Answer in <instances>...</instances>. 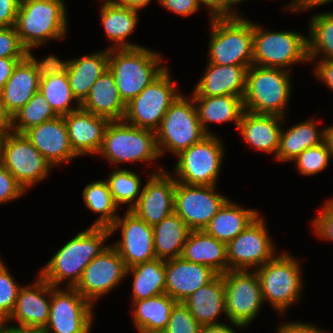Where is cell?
Segmentation results:
<instances>
[{
    "label": "cell",
    "mask_w": 333,
    "mask_h": 333,
    "mask_svg": "<svg viewBox=\"0 0 333 333\" xmlns=\"http://www.w3.org/2000/svg\"><path fill=\"white\" fill-rule=\"evenodd\" d=\"M281 70L254 64L248 68L243 97L245 111L284 116L283 110L289 100L291 87L288 72Z\"/></svg>",
    "instance_id": "5"
},
{
    "label": "cell",
    "mask_w": 333,
    "mask_h": 333,
    "mask_svg": "<svg viewBox=\"0 0 333 333\" xmlns=\"http://www.w3.org/2000/svg\"><path fill=\"white\" fill-rule=\"evenodd\" d=\"M293 3V4H292ZM291 5H292V9L293 10H297V9H301V6H302V3H303V0H296L295 2H292ZM294 5V6H293Z\"/></svg>",
    "instance_id": "62"
},
{
    "label": "cell",
    "mask_w": 333,
    "mask_h": 333,
    "mask_svg": "<svg viewBox=\"0 0 333 333\" xmlns=\"http://www.w3.org/2000/svg\"><path fill=\"white\" fill-rule=\"evenodd\" d=\"M182 259L212 268L219 275L228 271L227 245L204 230H191L183 246Z\"/></svg>",
    "instance_id": "27"
},
{
    "label": "cell",
    "mask_w": 333,
    "mask_h": 333,
    "mask_svg": "<svg viewBox=\"0 0 333 333\" xmlns=\"http://www.w3.org/2000/svg\"><path fill=\"white\" fill-rule=\"evenodd\" d=\"M215 186L186 185L176 180L174 212L191 230H204L228 200Z\"/></svg>",
    "instance_id": "15"
},
{
    "label": "cell",
    "mask_w": 333,
    "mask_h": 333,
    "mask_svg": "<svg viewBox=\"0 0 333 333\" xmlns=\"http://www.w3.org/2000/svg\"><path fill=\"white\" fill-rule=\"evenodd\" d=\"M25 58H0V92L13 74L17 64Z\"/></svg>",
    "instance_id": "51"
},
{
    "label": "cell",
    "mask_w": 333,
    "mask_h": 333,
    "mask_svg": "<svg viewBox=\"0 0 333 333\" xmlns=\"http://www.w3.org/2000/svg\"><path fill=\"white\" fill-rule=\"evenodd\" d=\"M10 132L3 141L1 163L26 191L28 186L45 178L52 165L24 134Z\"/></svg>",
    "instance_id": "13"
},
{
    "label": "cell",
    "mask_w": 333,
    "mask_h": 333,
    "mask_svg": "<svg viewBox=\"0 0 333 333\" xmlns=\"http://www.w3.org/2000/svg\"><path fill=\"white\" fill-rule=\"evenodd\" d=\"M81 108L110 121L123 120L126 105L120 98L114 77L109 69L93 84L89 96L81 104Z\"/></svg>",
    "instance_id": "28"
},
{
    "label": "cell",
    "mask_w": 333,
    "mask_h": 333,
    "mask_svg": "<svg viewBox=\"0 0 333 333\" xmlns=\"http://www.w3.org/2000/svg\"><path fill=\"white\" fill-rule=\"evenodd\" d=\"M63 118L71 148L76 155L99 152L110 120L82 108L63 115Z\"/></svg>",
    "instance_id": "23"
},
{
    "label": "cell",
    "mask_w": 333,
    "mask_h": 333,
    "mask_svg": "<svg viewBox=\"0 0 333 333\" xmlns=\"http://www.w3.org/2000/svg\"><path fill=\"white\" fill-rule=\"evenodd\" d=\"M39 91L58 116L81 108H69L70 101L76 98L73 96L65 70L53 58L43 67Z\"/></svg>",
    "instance_id": "30"
},
{
    "label": "cell",
    "mask_w": 333,
    "mask_h": 333,
    "mask_svg": "<svg viewBox=\"0 0 333 333\" xmlns=\"http://www.w3.org/2000/svg\"><path fill=\"white\" fill-rule=\"evenodd\" d=\"M315 232L322 238L333 240V200L326 203L325 208L313 222Z\"/></svg>",
    "instance_id": "48"
},
{
    "label": "cell",
    "mask_w": 333,
    "mask_h": 333,
    "mask_svg": "<svg viewBox=\"0 0 333 333\" xmlns=\"http://www.w3.org/2000/svg\"><path fill=\"white\" fill-rule=\"evenodd\" d=\"M166 68L126 105L123 121L130 125L156 131L169 107L180 96L177 94Z\"/></svg>",
    "instance_id": "8"
},
{
    "label": "cell",
    "mask_w": 333,
    "mask_h": 333,
    "mask_svg": "<svg viewBox=\"0 0 333 333\" xmlns=\"http://www.w3.org/2000/svg\"><path fill=\"white\" fill-rule=\"evenodd\" d=\"M161 171L149 178L136 202L128 208L152 227L174 212L176 180Z\"/></svg>",
    "instance_id": "18"
},
{
    "label": "cell",
    "mask_w": 333,
    "mask_h": 333,
    "mask_svg": "<svg viewBox=\"0 0 333 333\" xmlns=\"http://www.w3.org/2000/svg\"><path fill=\"white\" fill-rule=\"evenodd\" d=\"M23 192L24 188L0 162V203L13 200Z\"/></svg>",
    "instance_id": "47"
},
{
    "label": "cell",
    "mask_w": 333,
    "mask_h": 333,
    "mask_svg": "<svg viewBox=\"0 0 333 333\" xmlns=\"http://www.w3.org/2000/svg\"><path fill=\"white\" fill-rule=\"evenodd\" d=\"M29 287H20L15 307L9 319L16 318L19 326L45 328L49 320L50 300L43 295L51 293V285L39 276L37 283Z\"/></svg>",
    "instance_id": "24"
},
{
    "label": "cell",
    "mask_w": 333,
    "mask_h": 333,
    "mask_svg": "<svg viewBox=\"0 0 333 333\" xmlns=\"http://www.w3.org/2000/svg\"><path fill=\"white\" fill-rule=\"evenodd\" d=\"M29 54L15 27H0V58H26Z\"/></svg>",
    "instance_id": "46"
},
{
    "label": "cell",
    "mask_w": 333,
    "mask_h": 333,
    "mask_svg": "<svg viewBox=\"0 0 333 333\" xmlns=\"http://www.w3.org/2000/svg\"><path fill=\"white\" fill-rule=\"evenodd\" d=\"M225 289L226 315L237 327H245L262 305L260 281L245 270H229L222 274Z\"/></svg>",
    "instance_id": "12"
},
{
    "label": "cell",
    "mask_w": 333,
    "mask_h": 333,
    "mask_svg": "<svg viewBox=\"0 0 333 333\" xmlns=\"http://www.w3.org/2000/svg\"><path fill=\"white\" fill-rule=\"evenodd\" d=\"M57 116L43 94L38 91L24 107L12 115V130L14 133L23 134L29 128L40 125ZM15 120H18L19 123L15 124Z\"/></svg>",
    "instance_id": "40"
},
{
    "label": "cell",
    "mask_w": 333,
    "mask_h": 333,
    "mask_svg": "<svg viewBox=\"0 0 333 333\" xmlns=\"http://www.w3.org/2000/svg\"><path fill=\"white\" fill-rule=\"evenodd\" d=\"M111 48L109 49L108 69L114 77L120 98L127 105L166 67H158V63L160 64L162 61L160 55L142 46L118 49L113 46Z\"/></svg>",
    "instance_id": "2"
},
{
    "label": "cell",
    "mask_w": 333,
    "mask_h": 333,
    "mask_svg": "<svg viewBox=\"0 0 333 333\" xmlns=\"http://www.w3.org/2000/svg\"><path fill=\"white\" fill-rule=\"evenodd\" d=\"M324 142L333 156V127H329L324 130Z\"/></svg>",
    "instance_id": "59"
},
{
    "label": "cell",
    "mask_w": 333,
    "mask_h": 333,
    "mask_svg": "<svg viewBox=\"0 0 333 333\" xmlns=\"http://www.w3.org/2000/svg\"><path fill=\"white\" fill-rule=\"evenodd\" d=\"M201 325L192 316L183 302L172 308L164 333H200Z\"/></svg>",
    "instance_id": "45"
},
{
    "label": "cell",
    "mask_w": 333,
    "mask_h": 333,
    "mask_svg": "<svg viewBox=\"0 0 333 333\" xmlns=\"http://www.w3.org/2000/svg\"><path fill=\"white\" fill-rule=\"evenodd\" d=\"M243 0H225V16H230V15H235L234 13L232 14L229 11L230 6H232L233 4L240 2Z\"/></svg>",
    "instance_id": "61"
},
{
    "label": "cell",
    "mask_w": 333,
    "mask_h": 333,
    "mask_svg": "<svg viewBox=\"0 0 333 333\" xmlns=\"http://www.w3.org/2000/svg\"><path fill=\"white\" fill-rule=\"evenodd\" d=\"M193 102V98L188 101L180 95L164 115L155 131L160 155L164 153L162 147L178 155L207 136Z\"/></svg>",
    "instance_id": "7"
},
{
    "label": "cell",
    "mask_w": 333,
    "mask_h": 333,
    "mask_svg": "<svg viewBox=\"0 0 333 333\" xmlns=\"http://www.w3.org/2000/svg\"><path fill=\"white\" fill-rule=\"evenodd\" d=\"M56 290L51 285L49 320L45 333H89L92 321L91 304L74 287ZM52 328V329H51Z\"/></svg>",
    "instance_id": "14"
},
{
    "label": "cell",
    "mask_w": 333,
    "mask_h": 333,
    "mask_svg": "<svg viewBox=\"0 0 333 333\" xmlns=\"http://www.w3.org/2000/svg\"><path fill=\"white\" fill-rule=\"evenodd\" d=\"M150 0H106L105 2H111L114 5L122 6V7H128L130 9L137 10L141 7L146 6V4L149 3Z\"/></svg>",
    "instance_id": "57"
},
{
    "label": "cell",
    "mask_w": 333,
    "mask_h": 333,
    "mask_svg": "<svg viewBox=\"0 0 333 333\" xmlns=\"http://www.w3.org/2000/svg\"><path fill=\"white\" fill-rule=\"evenodd\" d=\"M121 226L122 241L113 247L123 259L127 268L156 258L154 253L153 227L146 224L130 210L123 219L119 217L110 226L112 232Z\"/></svg>",
    "instance_id": "19"
},
{
    "label": "cell",
    "mask_w": 333,
    "mask_h": 333,
    "mask_svg": "<svg viewBox=\"0 0 333 333\" xmlns=\"http://www.w3.org/2000/svg\"><path fill=\"white\" fill-rule=\"evenodd\" d=\"M310 35L308 41V58L312 60L321 50L327 58L333 59V13L327 12L316 15L311 20ZM320 50V51H319Z\"/></svg>",
    "instance_id": "41"
},
{
    "label": "cell",
    "mask_w": 333,
    "mask_h": 333,
    "mask_svg": "<svg viewBox=\"0 0 333 333\" xmlns=\"http://www.w3.org/2000/svg\"><path fill=\"white\" fill-rule=\"evenodd\" d=\"M307 40L296 32H265L253 24V63L281 69L298 61H309Z\"/></svg>",
    "instance_id": "9"
},
{
    "label": "cell",
    "mask_w": 333,
    "mask_h": 333,
    "mask_svg": "<svg viewBox=\"0 0 333 333\" xmlns=\"http://www.w3.org/2000/svg\"><path fill=\"white\" fill-rule=\"evenodd\" d=\"M211 17L213 30L209 44V63L252 66L253 24L236 13Z\"/></svg>",
    "instance_id": "3"
},
{
    "label": "cell",
    "mask_w": 333,
    "mask_h": 333,
    "mask_svg": "<svg viewBox=\"0 0 333 333\" xmlns=\"http://www.w3.org/2000/svg\"><path fill=\"white\" fill-rule=\"evenodd\" d=\"M51 59L52 55L38 62L30 53L17 64L13 74L0 92L11 115L24 107L34 94L39 91V81L43 67Z\"/></svg>",
    "instance_id": "20"
},
{
    "label": "cell",
    "mask_w": 333,
    "mask_h": 333,
    "mask_svg": "<svg viewBox=\"0 0 333 333\" xmlns=\"http://www.w3.org/2000/svg\"><path fill=\"white\" fill-rule=\"evenodd\" d=\"M98 153L111 162L150 161L160 156L156 134L121 121H110Z\"/></svg>",
    "instance_id": "6"
},
{
    "label": "cell",
    "mask_w": 333,
    "mask_h": 333,
    "mask_svg": "<svg viewBox=\"0 0 333 333\" xmlns=\"http://www.w3.org/2000/svg\"><path fill=\"white\" fill-rule=\"evenodd\" d=\"M163 7L179 15H190L200 6L197 0H159Z\"/></svg>",
    "instance_id": "50"
},
{
    "label": "cell",
    "mask_w": 333,
    "mask_h": 333,
    "mask_svg": "<svg viewBox=\"0 0 333 333\" xmlns=\"http://www.w3.org/2000/svg\"><path fill=\"white\" fill-rule=\"evenodd\" d=\"M140 182L139 176L127 169L114 170L107 180L111 195L117 205L134 201L139 195Z\"/></svg>",
    "instance_id": "42"
},
{
    "label": "cell",
    "mask_w": 333,
    "mask_h": 333,
    "mask_svg": "<svg viewBox=\"0 0 333 333\" xmlns=\"http://www.w3.org/2000/svg\"><path fill=\"white\" fill-rule=\"evenodd\" d=\"M278 333H323L319 329L310 326L309 324L302 323H289L283 326H280Z\"/></svg>",
    "instance_id": "53"
},
{
    "label": "cell",
    "mask_w": 333,
    "mask_h": 333,
    "mask_svg": "<svg viewBox=\"0 0 333 333\" xmlns=\"http://www.w3.org/2000/svg\"><path fill=\"white\" fill-rule=\"evenodd\" d=\"M332 0H303V3H302V6L301 8H305L308 9V8H311V7H315L317 5H323L327 2H331Z\"/></svg>",
    "instance_id": "60"
},
{
    "label": "cell",
    "mask_w": 333,
    "mask_h": 333,
    "mask_svg": "<svg viewBox=\"0 0 333 333\" xmlns=\"http://www.w3.org/2000/svg\"><path fill=\"white\" fill-rule=\"evenodd\" d=\"M127 274V267L112 246L95 257L85 268L80 281L74 287L90 303L112 290Z\"/></svg>",
    "instance_id": "17"
},
{
    "label": "cell",
    "mask_w": 333,
    "mask_h": 333,
    "mask_svg": "<svg viewBox=\"0 0 333 333\" xmlns=\"http://www.w3.org/2000/svg\"><path fill=\"white\" fill-rule=\"evenodd\" d=\"M20 2L0 0V27H14Z\"/></svg>",
    "instance_id": "49"
},
{
    "label": "cell",
    "mask_w": 333,
    "mask_h": 333,
    "mask_svg": "<svg viewBox=\"0 0 333 333\" xmlns=\"http://www.w3.org/2000/svg\"><path fill=\"white\" fill-rule=\"evenodd\" d=\"M83 199L90 210L102 213L92 227L110 228L118 218L115 215L117 204L111 195L107 181H97L87 185L83 191Z\"/></svg>",
    "instance_id": "39"
},
{
    "label": "cell",
    "mask_w": 333,
    "mask_h": 333,
    "mask_svg": "<svg viewBox=\"0 0 333 333\" xmlns=\"http://www.w3.org/2000/svg\"><path fill=\"white\" fill-rule=\"evenodd\" d=\"M313 121L295 125L285 133L281 131L279 148L276 154L278 160H293L305 149L324 142V130L320 135Z\"/></svg>",
    "instance_id": "37"
},
{
    "label": "cell",
    "mask_w": 333,
    "mask_h": 333,
    "mask_svg": "<svg viewBox=\"0 0 333 333\" xmlns=\"http://www.w3.org/2000/svg\"><path fill=\"white\" fill-rule=\"evenodd\" d=\"M23 134L52 167L77 156L71 148L63 116L33 126Z\"/></svg>",
    "instance_id": "22"
},
{
    "label": "cell",
    "mask_w": 333,
    "mask_h": 333,
    "mask_svg": "<svg viewBox=\"0 0 333 333\" xmlns=\"http://www.w3.org/2000/svg\"><path fill=\"white\" fill-rule=\"evenodd\" d=\"M210 7L211 16H225V0H197Z\"/></svg>",
    "instance_id": "56"
},
{
    "label": "cell",
    "mask_w": 333,
    "mask_h": 333,
    "mask_svg": "<svg viewBox=\"0 0 333 333\" xmlns=\"http://www.w3.org/2000/svg\"><path fill=\"white\" fill-rule=\"evenodd\" d=\"M176 303L177 301L166 293L134 301L136 310L133 317L139 332H163Z\"/></svg>",
    "instance_id": "35"
},
{
    "label": "cell",
    "mask_w": 333,
    "mask_h": 333,
    "mask_svg": "<svg viewBox=\"0 0 333 333\" xmlns=\"http://www.w3.org/2000/svg\"><path fill=\"white\" fill-rule=\"evenodd\" d=\"M257 269L263 301L270 303L280 313L297 300L300 288V270L296 260L287 254L273 257Z\"/></svg>",
    "instance_id": "10"
},
{
    "label": "cell",
    "mask_w": 333,
    "mask_h": 333,
    "mask_svg": "<svg viewBox=\"0 0 333 333\" xmlns=\"http://www.w3.org/2000/svg\"><path fill=\"white\" fill-rule=\"evenodd\" d=\"M137 10L105 2L101 9V20L110 40L119 45L115 48H137L138 45L124 43L137 24ZM121 44V45H120Z\"/></svg>",
    "instance_id": "38"
},
{
    "label": "cell",
    "mask_w": 333,
    "mask_h": 333,
    "mask_svg": "<svg viewBox=\"0 0 333 333\" xmlns=\"http://www.w3.org/2000/svg\"><path fill=\"white\" fill-rule=\"evenodd\" d=\"M5 135H6V133L0 131V162H1V158H2V145H3Z\"/></svg>",
    "instance_id": "63"
},
{
    "label": "cell",
    "mask_w": 333,
    "mask_h": 333,
    "mask_svg": "<svg viewBox=\"0 0 333 333\" xmlns=\"http://www.w3.org/2000/svg\"><path fill=\"white\" fill-rule=\"evenodd\" d=\"M111 234L107 227H92L78 233L67 242L48 262L40 276L50 285L70 278L68 287H75L80 281L84 268L106 248L103 242Z\"/></svg>",
    "instance_id": "1"
},
{
    "label": "cell",
    "mask_w": 333,
    "mask_h": 333,
    "mask_svg": "<svg viewBox=\"0 0 333 333\" xmlns=\"http://www.w3.org/2000/svg\"><path fill=\"white\" fill-rule=\"evenodd\" d=\"M129 271L134 274V301L166 293L165 260L155 258L151 261L127 268V274Z\"/></svg>",
    "instance_id": "36"
},
{
    "label": "cell",
    "mask_w": 333,
    "mask_h": 333,
    "mask_svg": "<svg viewBox=\"0 0 333 333\" xmlns=\"http://www.w3.org/2000/svg\"><path fill=\"white\" fill-rule=\"evenodd\" d=\"M0 333H45L43 328L38 327H6L3 322L0 323Z\"/></svg>",
    "instance_id": "55"
},
{
    "label": "cell",
    "mask_w": 333,
    "mask_h": 333,
    "mask_svg": "<svg viewBox=\"0 0 333 333\" xmlns=\"http://www.w3.org/2000/svg\"><path fill=\"white\" fill-rule=\"evenodd\" d=\"M331 153L325 142L305 149L293 160L303 175H313L322 171L328 164Z\"/></svg>",
    "instance_id": "43"
},
{
    "label": "cell",
    "mask_w": 333,
    "mask_h": 333,
    "mask_svg": "<svg viewBox=\"0 0 333 333\" xmlns=\"http://www.w3.org/2000/svg\"><path fill=\"white\" fill-rule=\"evenodd\" d=\"M12 115L7 110L5 103L0 95V131L4 133H9L12 129Z\"/></svg>",
    "instance_id": "54"
},
{
    "label": "cell",
    "mask_w": 333,
    "mask_h": 333,
    "mask_svg": "<svg viewBox=\"0 0 333 333\" xmlns=\"http://www.w3.org/2000/svg\"><path fill=\"white\" fill-rule=\"evenodd\" d=\"M248 66L218 65L209 63L205 76L194 89L193 96L244 97L246 91Z\"/></svg>",
    "instance_id": "25"
},
{
    "label": "cell",
    "mask_w": 333,
    "mask_h": 333,
    "mask_svg": "<svg viewBox=\"0 0 333 333\" xmlns=\"http://www.w3.org/2000/svg\"><path fill=\"white\" fill-rule=\"evenodd\" d=\"M183 304L201 326L219 324L215 320L220 312L223 311L226 314L222 275H218L213 281L200 287L188 296Z\"/></svg>",
    "instance_id": "29"
},
{
    "label": "cell",
    "mask_w": 333,
    "mask_h": 333,
    "mask_svg": "<svg viewBox=\"0 0 333 333\" xmlns=\"http://www.w3.org/2000/svg\"><path fill=\"white\" fill-rule=\"evenodd\" d=\"M165 272L166 294L177 302H183L219 275L208 266L188 262L181 257L165 260Z\"/></svg>",
    "instance_id": "21"
},
{
    "label": "cell",
    "mask_w": 333,
    "mask_h": 333,
    "mask_svg": "<svg viewBox=\"0 0 333 333\" xmlns=\"http://www.w3.org/2000/svg\"><path fill=\"white\" fill-rule=\"evenodd\" d=\"M194 103L199 102L196 108L198 118L203 131L210 135L206 130L207 122H226L234 120L238 127L244 110L243 97L224 95V96H192Z\"/></svg>",
    "instance_id": "34"
},
{
    "label": "cell",
    "mask_w": 333,
    "mask_h": 333,
    "mask_svg": "<svg viewBox=\"0 0 333 333\" xmlns=\"http://www.w3.org/2000/svg\"><path fill=\"white\" fill-rule=\"evenodd\" d=\"M274 247L270 242L265 224L258 216L244 231L227 244L229 270H245L253 266H262L274 256ZM231 263V265H229Z\"/></svg>",
    "instance_id": "16"
},
{
    "label": "cell",
    "mask_w": 333,
    "mask_h": 333,
    "mask_svg": "<svg viewBox=\"0 0 333 333\" xmlns=\"http://www.w3.org/2000/svg\"><path fill=\"white\" fill-rule=\"evenodd\" d=\"M144 333H164V332H144Z\"/></svg>",
    "instance_id": "64"
},
{
    "label": "cell",
    "mask_w": 333,
    "mask_h": 333,
    "mask_svg": "<svg viewBox=\"0 0 333 333\" xmlns=\"http://www.w3.org/2000/svg\"><path fill=\"white\" fill-rule=\"evenodd\" d=\"M52 58L65 70L73 96L77 99L78 106H81L89 96L93 84L108 69L109 49L66 62L55 56Z\"/></svg>",
    "instance_id": "26"
},
{
    "label": "cell",
    "mask_w": 333,
    "mask_h": 333,
    "mask_svg": "<svg viewBox=\"0 0 333 333\" xmlns=\"http://www.w3.org/2000/svg\"><path fill=\"white\" fill-rule=\"evenodd\" d=\"M200 333H236L229 326L219 323L201 326Z\"/></svg>",
    "instance_id": "58"
},
{
    "label": "cell",
    "mask_w": 333,
    "mask_h": 333,
    "mask_svg": "<svg viewBox=\"0 0 333 333\" xmlns=\"http://www.w3.org/2000/svg\"><path fill=\"white\" fill-rule=\"evenodd\" d=\"M316 70L318 78L326 82L327 86L333 90V59L319 61V66Z\"/></svg>",
    "instance_id": "52"
},
{
    "label": "cell",
    "mask_w": 333,
    "mask_h": 333,
    "mask_svg": "<svg viewBox=\"0 0 333 333\" xmlns=\"http://www.w3.org/2000/svg\"><path fill=\"white\" fill-rule=\"evenodd\" d=\"M65 7L62 0H25L20 2L15 29L21 43L30 49L48 38H61L66 33Z\"/></svg>",
    "instance_id": "4"
},
{
    "label": "cell",
    "mask_w": 333,
    "mask_h": 333,
    "mask_svg": "<svg viewBox=\"0 0 333 333\" xmlns=\"http://www.w3.org/2000/svg\"><path fill=\"white\" fill-rule=\"evenodd\" d=\"M222 146L212 134L181 151L175 172L186 185L215 186L222 162Z\"/></svg>",
    "instance_id": "11"
},
{
    "label": "cell",
    "mask_w": 333,
    "mask_h": 333,
    "mask_svg": "<svg viewBox=\"0 0 333 333\" xmlns=\"http://www.w3.org/2000/svg\"><path fill=\"white\" fill-rule=\"evenodd\" d=\"M190 231L191 229L175 212L154 225V253L156 258L166 260L167 256L168 259L180 257Z\"/></svg>",
    "instance_id": "33"
},
{
    "label": "cell",
    "mask_w": 333,
    "mask_h": 333,
    "mask_svg": "<svg viewBox=\"0 0 333 333\" xmlns=\"http://www.w3.org/2000/svg\"><path fill=\"white\" fill-rule=\"evenodd\" d=\"M257 217V211L245 210L227 200L210 220L204 231L227 245Z\"/></svg>",
    "instance_id": "32"
},
{
    "label": "cell",
    "mask_w": 333,
    "mask_h": 333,
    "mask_svg": "<svg viewBox=\"0 0 333 333\" xmlns=\"http://www.w3.org/2000/svg\"><path fill=\"white\" fill-rule=\"evenodd\" d=\"M278 115L254 114L244 111L238 128L244 139L255 148L266 152H275L279 148L281 130Z\"/></svg>",
    "instance_id": "31"
},
{
    "label": "cell",
    "mask_w": 333,
    "mask_h": 333,
    "mask_svg": "<svg viewBox=\"0 0 333 333\" xmlns=\"http://www.w3.org/2000/svg\"><path fill=\"white\" fill-rule=\"evenodd\" d=\"M6 267L0 262V323L6 322L12 313L20 289Z\"/></svg>",
    "instance_id": "44"
}]
</instances>
